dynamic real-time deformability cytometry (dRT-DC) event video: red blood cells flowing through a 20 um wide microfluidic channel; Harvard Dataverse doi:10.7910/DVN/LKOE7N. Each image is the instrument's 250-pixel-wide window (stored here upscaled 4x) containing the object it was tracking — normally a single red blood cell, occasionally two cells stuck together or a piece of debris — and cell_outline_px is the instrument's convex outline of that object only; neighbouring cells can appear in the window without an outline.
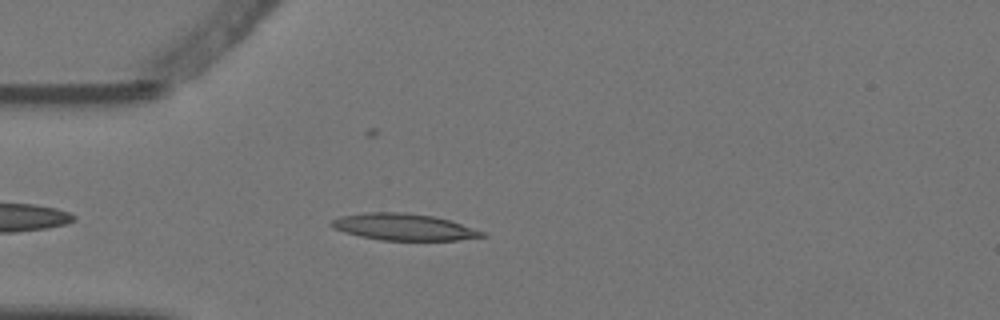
{"species": "Egyptian fruit bat (a non-hibernating species)", "species_latin": "Rousettus aegyptiacus", "temperature_condition": "warm", "stored_images_in_passage": 4, "camera_frame_rate_fps": 3000, "um_per_image_px": 0.085, "animal": {"sex": "female"}, "frame": {"image": 1, "passage_image": 3, "time_ms": 0.667, "image_size_px": [1000, 320], "cell_outline_px": [[488, 236], [460, 240], [380, 240], [360, 236], [344, 232], [328, 224], [332, 220], [340, 216], [364, 212], [404, 212], [432, 216], [452, 220], [484, 232]], "centroid_in_image_um": [34.34, 19.29], "position_along_channel_um": 50.7, "area_um2": 23.47}}